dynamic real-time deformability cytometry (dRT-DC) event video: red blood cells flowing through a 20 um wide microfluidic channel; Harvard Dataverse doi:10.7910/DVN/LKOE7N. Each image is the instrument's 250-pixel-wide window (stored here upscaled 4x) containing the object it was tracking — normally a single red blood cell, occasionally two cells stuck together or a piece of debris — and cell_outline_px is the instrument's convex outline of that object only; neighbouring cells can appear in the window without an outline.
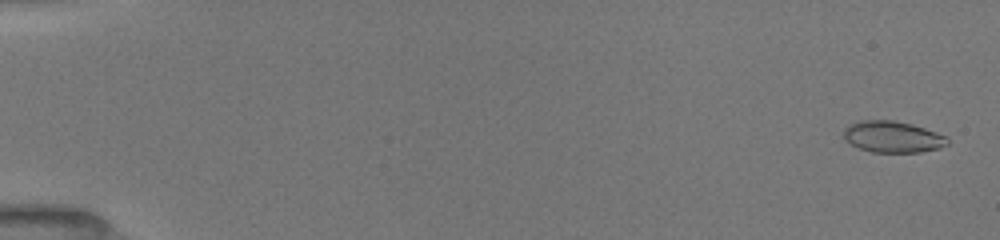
{"species": "common noctule bat (a hibernating species)", "species_latin": "Nyctalus noctula", "temperature_condition": "room temperature", "stored_images_in_passage": 52, "camera_frame_rate_fps": 3000, "um_per_image_px": 0.085, "animal": {"sex": "female", "body_mass_g": 19.5, "forearm_length_mm": 54.1}, "frame": {"image": 1, "passage_image": 2, "time_ms": 0.333, "image_size_px": [1000, 240], "cell_outline_px": [[948, 144], [936, 148], [920, 152], [872, 152], [860, 148], [844, 140], [844, 128], [848, 124], [860, 120], [892, 120], [912, 124], [948, 136]], "centroid_in_image_um": [75.85, 11.62], "position_along_channel_um": 9.1, "area_um2": 18.96}}
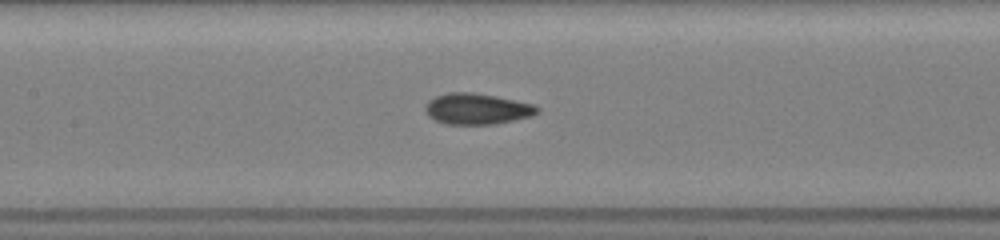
{"frame": {"image": 2, "passage_image": 26, "time_ms": 8.333, "image_size_px": [1000, 240], "cell_outline_px": [[540, 112], [532, 116], [496, 124], [444, 124], [428, 116], [424, 108], [428, 100], [436, 96], [448, 92], [472, 92], [496, 96], [536, 104], [540, 108]], "centroid_in_image_um": [40.57, 9.25], "position_along_channel_um": 166.8, "area_um2": 20.46}}
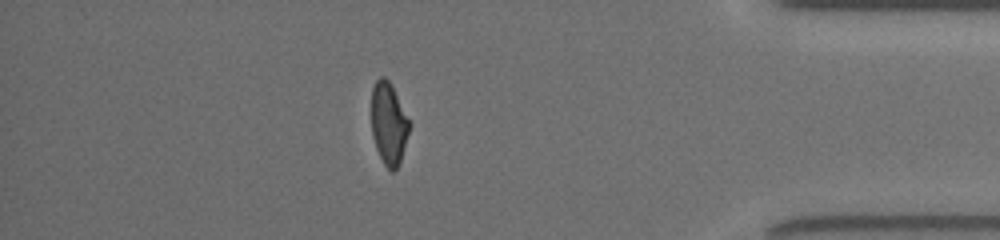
{"frame": {"image": 3, "passage_image": 46, "time_ms": 15.0, "image_size_px": [1000, 240], "cell_outline_px": [[408, 132], [400, 160], [396, 168], [392, 172], [384, 164], [376, 148], [372, 136], [372, 88], [376, 80], [380, 76], [384, 76], [392, 84], [408, 120]], "centroid_in_image_um": [33.0, 10.46], "position_along_channel_um": 402.2, "area_um2": 17.63}, "authors_computed_cell_mechanics": {"area_um2": 19.3052, "velocity_mm_per_s": 4.0169, "shape_relaxation_time_tau1_ms": 8.5606, "shape_relaxation_time_tau2_ms": 1.3524, "deformation_change_tau1": 0.207, "deformation_change_tau2": 0.0627}}